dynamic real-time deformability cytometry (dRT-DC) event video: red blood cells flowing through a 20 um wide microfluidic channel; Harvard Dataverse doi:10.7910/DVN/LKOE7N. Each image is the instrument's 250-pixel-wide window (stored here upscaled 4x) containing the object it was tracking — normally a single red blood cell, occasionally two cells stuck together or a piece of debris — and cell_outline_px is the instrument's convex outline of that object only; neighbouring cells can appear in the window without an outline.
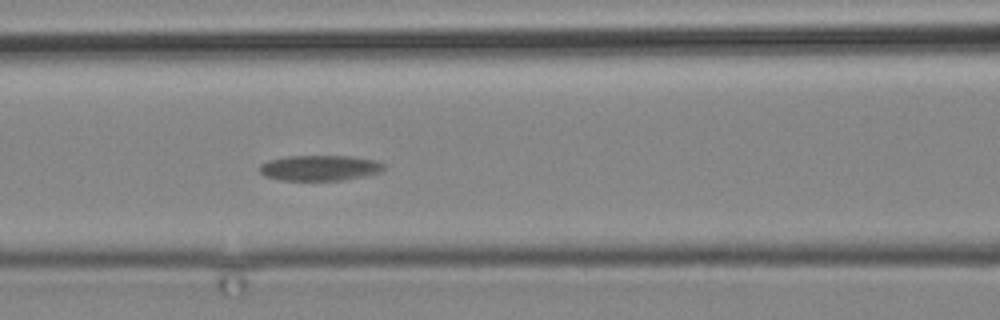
{"species": "common noctule bat (a hibernating species)", "species_latin": "Nyctalus noctula", "temperature_condition": "cold", "stored_images_in_passage": 3, "camera_frame_rate_fps": 3000, "um_per_image_px": 0.085, "animal": {"sex": "male", "body_mass_g": 19.2, "forearm_length_mm": 51.8}, "frame": {"image": 1, "passage_image": 3, "time_ms": 2.333, "image_size_px": [1000, 320], "cell_outline_px": [[384, 168], [380, 172], [344, 180], [280, 180], [264, 176], [260, 172], [260, 164], [268, 160], [288, 156], [348, 156], [376, 160], [384, 164]], "centroid_in_image_um": [27.15, 14.27], "position_along_channel_um": 139.4, "area_um2": 18.38}}